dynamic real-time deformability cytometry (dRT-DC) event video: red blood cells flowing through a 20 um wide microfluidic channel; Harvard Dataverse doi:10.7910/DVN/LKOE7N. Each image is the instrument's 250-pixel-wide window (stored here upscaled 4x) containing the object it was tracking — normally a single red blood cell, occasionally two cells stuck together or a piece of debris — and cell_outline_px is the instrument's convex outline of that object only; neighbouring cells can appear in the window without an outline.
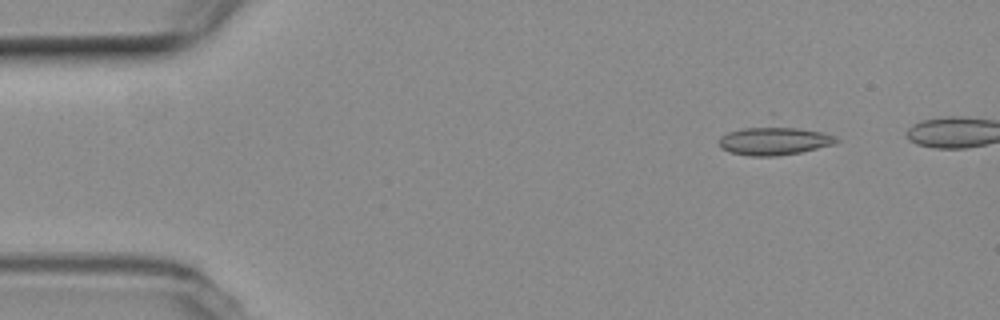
{"species": "common noctule bat (a hibernating species)", "species_latin": "Nyctalus noctula", "temperature_condition": "room temperature", "stored_images_in_passage": 45, "camera_frame_rate_fps": 3000, "um_per_image_px": 0.085, "animal": {"sex": "female", "body_mass_g": 19.3, "forearm_length_mm": 54.1}, "frame": {"image": 1, "passage_image": 4, "time_ms": 1.0, "image_size_px": [1000, 320], "cell_outline_px": [[840, 140], [832, 144], [800, 152], [776, 156], [748, 156], [728, 152], [720, 148], [720, 136], [728, 132], [772, 112], [836, 136]], "centroid_in_image_um": [65.82, 11.69], "position_along_channel_um": 19.2, "area_um2": 23.76}}
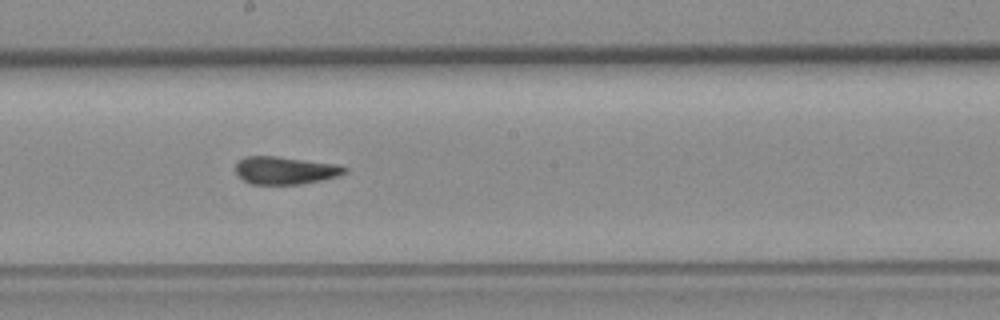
{"frame": {"image": 2, "passage_image": 27, "time_ms": 8.667, "image_size_px": [1000, 320], "cell_outline_px": [[348, 172], [340, 176], [300, 184], [252, 184], [244, 180], [236, 172], [236, 164], [244, 156], [276, 156], [340, 164], [348, 168]], "centroid_in_image_um": [24.3, 14.47], "position_along_channel_um": 223.9, "area_um2": 17.69}}
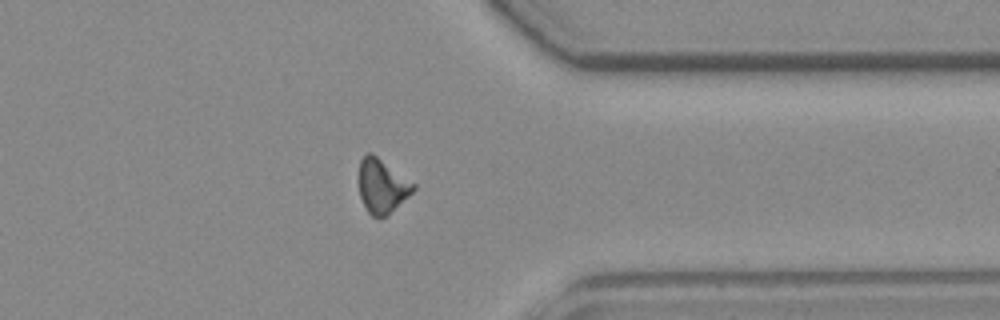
{"frame": {"image": 3, "passage_image": 40, "time_ms": 13.0, "image_size_px": [1000, 320], "cell_outline_px": [[416, 188], [388, 216], [372, 216], [364, 208], [360, 196], [360, 160], [368, 152], [372, 152], [416, 184]], "centroid_in_image_um": [32.49, 15.81], "position_along_channel_um": 378.9, "area_um2": 17.11}}